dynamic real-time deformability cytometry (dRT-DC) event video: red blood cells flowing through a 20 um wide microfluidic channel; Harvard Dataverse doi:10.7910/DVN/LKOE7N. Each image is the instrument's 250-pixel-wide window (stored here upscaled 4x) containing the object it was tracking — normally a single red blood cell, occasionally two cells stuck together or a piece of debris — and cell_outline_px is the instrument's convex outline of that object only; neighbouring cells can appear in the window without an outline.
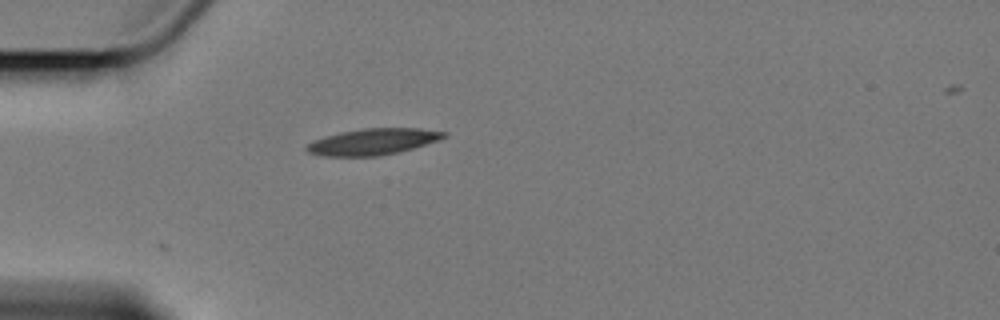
{"species": "Egyptian fruit bat (a non-hibernating species)", "species_latin": "Rousettus aegyptiacus", "temperature_condition": "cold", "stored_images_in_passage": 2, "camera_frame_rate_fps": 3000, "um_per_image_px": 0.085, "animal": {"sex": "female"}, "frame": {"image": 1, "passage_image": 1, "time_ms": 0.0, "image_size_px": [1000, 320], "cell_outline_px": [[448, 136], [440, 140], [412, 148], [396, 152], [376, 156], [324, 156], [308, 152], [304, 148], [312, 140], [324, 136], [340, 132], [360, 128], [420, 128], [448, 132]], "centroid_in_image_um": [31.7, 12.03], "position_along_channel_um": 53.3, "area_um2": 21.1}}